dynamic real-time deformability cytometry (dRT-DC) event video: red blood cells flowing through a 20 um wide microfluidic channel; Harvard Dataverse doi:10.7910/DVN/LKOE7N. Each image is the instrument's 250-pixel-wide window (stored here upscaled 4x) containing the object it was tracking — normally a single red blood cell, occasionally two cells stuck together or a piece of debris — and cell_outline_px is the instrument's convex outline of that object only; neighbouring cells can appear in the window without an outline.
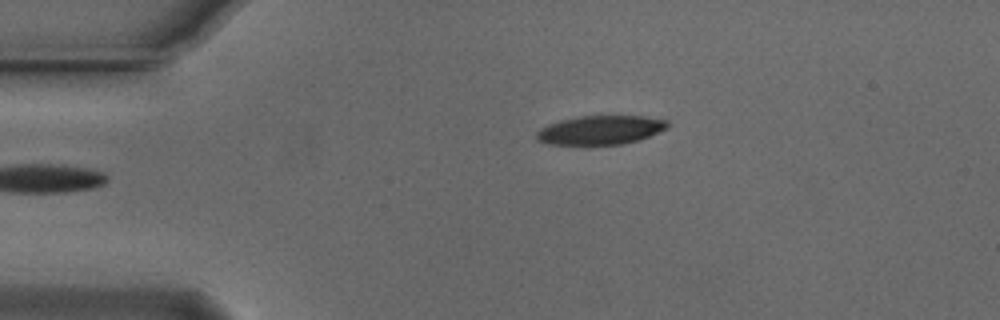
{"species": "Egyptian fruit bat (a non-hibernating species)", "species_latin": "Rousettus aegyptiacus", "temperature_condition": "cold", "stored_images_in_passage": 38, "camera_frame_rate_fps": 3000, "um_per_image_px": 0.085, "animal": {"sex": "male"}, "frame": {"image": 1, "passage_image": 1, "time_ms": 0.0, "image_size_px": [1000, 320], "cell_outline_px": [[668, 128], [640, 140], [620, 144], [548, 144], [536, 140], [536, 132], [540, 128], [548, 124], [560, 120], [580, 116], [644, 116], [668, 120]], "centroid_in_image_um": [51.04, 11.05], "position_along_channel_um": 34.0, "area_um2": 22.08}}
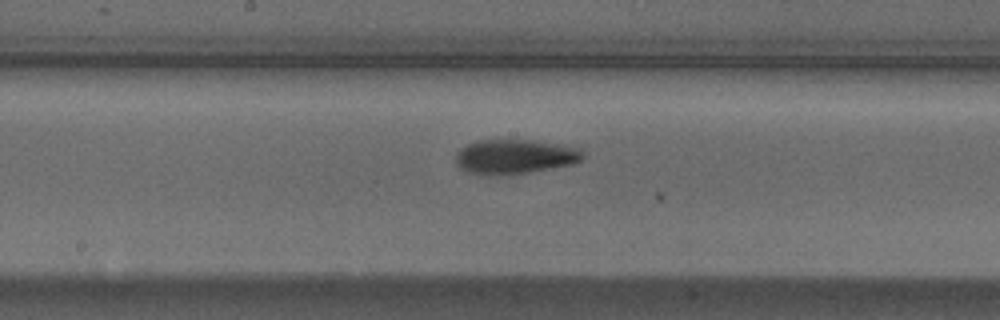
{"frame": {"image": 2, "passage_image": 18, "time_ms": 5.667, "image_size_px": [1000, 320], "cell_outline_px": [[584, 156], [580, 160], [572, 164], [528, 172], [468, 172], [460, 168], [456, 164], [456, 152], [460, 148], [468, 144], [480, 140], [528, 140], [580, 148], [584, 152]], "centroid_in_image_um": [43.77, 13.27], "position_along_channel_um": 204.4, "area_um2": 24.45}}
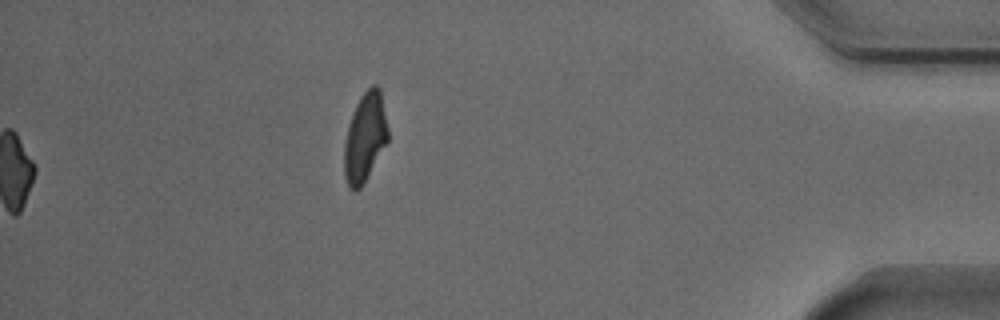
{"frame": {"image": 3, "passage_image": 38, "time_ms": 12.333, "image_size_px": [1000, 320], "cell_outline_px": [[388, 140], [360, 188], [356, 192], [348, 188], [344, 176], [344, 144], [348, 124], [352, 112], [360, 96], [372, 84], [376, 84], [380, 88], [388, 128]], "centroid_in_image_um": [31.0, 11.66], "position_along_channel_um": 404.2, "area_um2": 22.66}, "authors_computed_cell_mechanics": {"area_um2": 24.3338, "velocity_mm_per_s": 3.7353, "shape_relaxation_time_tau1_ms": 2.8956, "shape_relaxation_time_tau2_ms": 2.657, "deformation_change_tau1": 0.1502, "deformation_change_tau2": 0.0879}}